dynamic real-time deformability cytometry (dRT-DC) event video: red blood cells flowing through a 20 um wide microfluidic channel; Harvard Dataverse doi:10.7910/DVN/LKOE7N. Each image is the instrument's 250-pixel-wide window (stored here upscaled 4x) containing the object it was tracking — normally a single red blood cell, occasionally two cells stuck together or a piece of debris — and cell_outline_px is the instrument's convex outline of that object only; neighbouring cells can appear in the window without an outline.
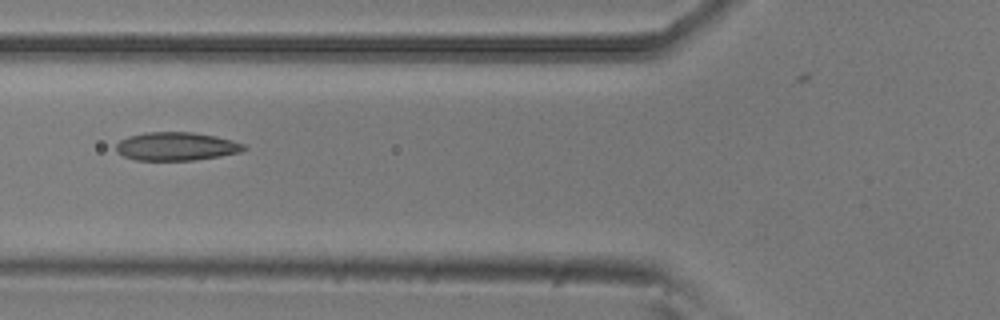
{"species": "common noctule bat (a hibernating species)", "species_latin": "Nyctalus noctula", "temperature_condition": "room temperature", "stored_images_in_passage": 6, "camera_frame_rate_fps": 3000, "um_per_image_px": 0.085, "animal": {"sex": "male", "body_mass_g": 20.5, "forearm_length_mm": 52.5}, "frame": {"image": 1, "passage_image": 5, "time_ms": 1.333, "image_size_px": [1000, 320], "cell_outline_px": [[248, 148], [240, 152], [220, 156], [196, 160], [136, 160], [124, 156], [116, 152], [116, 144], [120, 140], [128, 136], [144, 132], [192, 132], [216, 136], [232, 140], [244, 144]], "centroid_in_image_um": [14.98, 12.44], "position_along_channel_um": 110.8, "area_um2": 21.21}}